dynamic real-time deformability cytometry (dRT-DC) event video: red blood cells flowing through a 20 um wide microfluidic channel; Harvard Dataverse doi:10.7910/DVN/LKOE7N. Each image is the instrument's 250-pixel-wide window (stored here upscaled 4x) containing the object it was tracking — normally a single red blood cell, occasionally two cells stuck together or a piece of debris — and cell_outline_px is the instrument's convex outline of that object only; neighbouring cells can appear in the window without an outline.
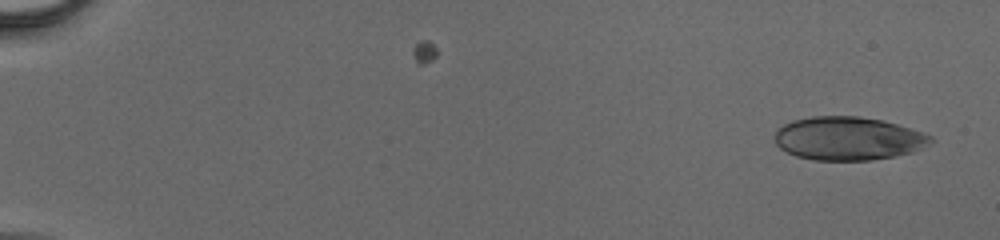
{"species": "human", "species_latin": "Homo sapiens", "temperature_condition": "cold", "stored_images_in_passage": 46, "camera_frame_rate_fps": 3000, "um_per_image_px": 0.085, "donor": {"sex": "male"}, "frame": {"image": 1, "passage_image": 2, "time_ms": 0.333, "image_size_px": [1000, 240], "cell_outline_px": [[936, 140], [912, 152], [896, 156], [872, 160], [812, 160], [796, 156], [780, 148], [776, 144], [776, 132], [784, 124], [792, 120], [812, 116], [860, 116], [884, 120], [932, 136]], "centroid_in_image_um": [72.1, 11.77], "position_along_channel_um": 12.9, "area_um2": 39.36}}
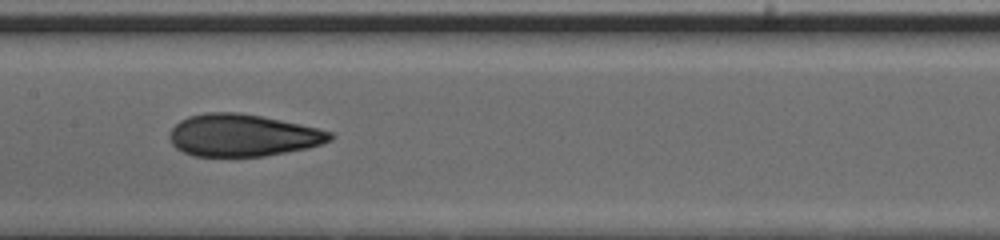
{"frame": {"image": 2, "passage_image": 25, "time_ms": 8.0, "image_size_px": [1000, 240], "cell_outline_px": [[336, 136], [332, 140], [308, 148], [264, 156], [192, 156], [176, 148], [172, 144], [168, 136], [172, 128], [180, 120], [188, 116], [204, 112], [240, 112], [300, 124], [332, 132]], "centroid_in_image_um": [20.61, 11.5], "position_along_channel_um": 186.8, "area_um2": 39.54}}
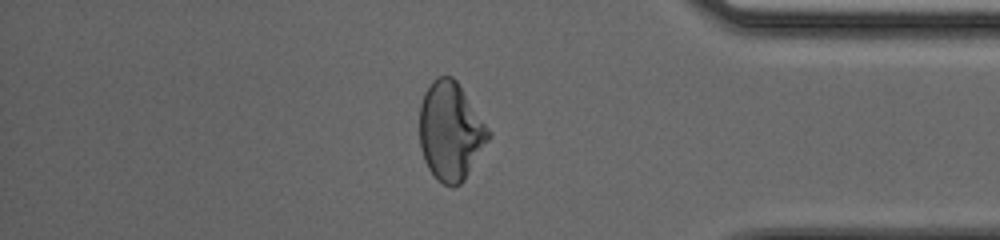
{"frame": {"image": 3, "passage_image": 40, "time_ms": 13.0, "image_size_px": [1000, 240], "cell_outline_px": [[492, 136], [464, 180], [460, 184], [452, 188], [436, 180], [428, 168], [424, 160], [420, 148], [420, 104], [424, 92], [432, 80], [440, 76], [452, 76], [456, 80], [492, 132]], "centroid_in_image_um": [38.3, 11.17], "position_along_channel_um": 396.9, "area_um2": 39.77}}